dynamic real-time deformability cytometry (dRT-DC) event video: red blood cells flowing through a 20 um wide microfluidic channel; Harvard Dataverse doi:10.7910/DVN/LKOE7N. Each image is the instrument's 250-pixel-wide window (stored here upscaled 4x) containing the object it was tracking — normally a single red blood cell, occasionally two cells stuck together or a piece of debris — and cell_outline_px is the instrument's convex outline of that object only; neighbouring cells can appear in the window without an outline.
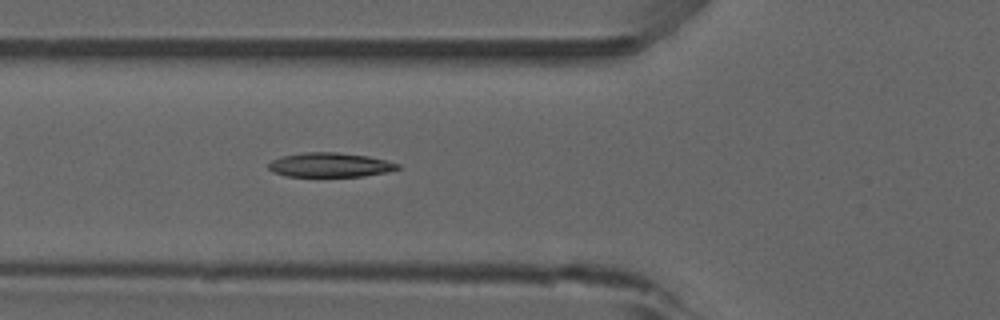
{"species": "common noctule bat (a hibernating species)", "species_latin": "Nyctalus noctula", "temperature_condition": "room temperature", "stored_images_in_passage": 40, "camera_frame_rate_fps": 3000, "um_per_image_px": 0.085, "animal": {"sex": "male", "forearm_length_mm": 52.5}, "frame": {"image": 1, "passage_image": 7, "time_ms": 2.0, "image_size_px": [1000, 320], "cell_outline_px": [[400, 168], [384, 172], [364, 176], [284, 176], [272, 172], [268, 168], [268, 164], [272, 160], [280, 156], [304, 152], [336, 152], [368, 156], [400, 164]], "centroid_in_image_um": [27.99, 14.01], "position_along_channel_um": 97.8, "area_um2": 18.26}, "authors_computed_cell_mechanics": {"area_um2": 18.1203, "velocity_mm_per_s": 3.91, "shape_relaxation_time_tau1_ms": 7.2967, "shape_relaxation_time_tau2_ms": 8.5258, "deformation_change_tau1": 0.2064, "deformation_change_tau2": 0.1637}}